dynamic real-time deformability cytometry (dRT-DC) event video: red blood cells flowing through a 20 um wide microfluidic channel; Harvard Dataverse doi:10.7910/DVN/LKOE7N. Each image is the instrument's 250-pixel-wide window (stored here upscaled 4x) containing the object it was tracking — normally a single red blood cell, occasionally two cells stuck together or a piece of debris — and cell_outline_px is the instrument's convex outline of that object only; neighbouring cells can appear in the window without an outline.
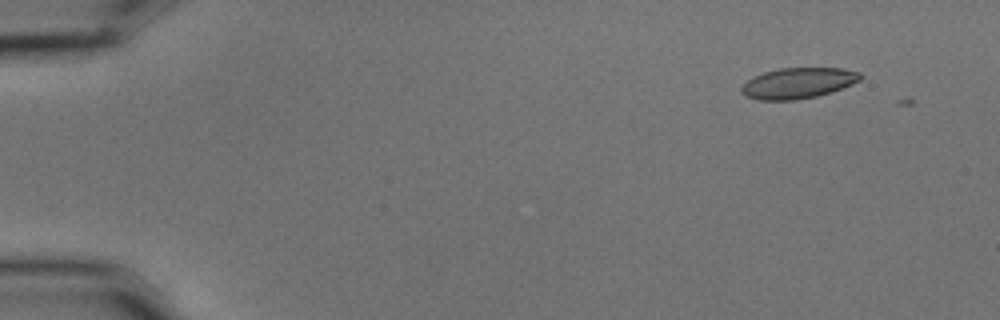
{"species": "common noctule bat (a hibernating species)", "species_latin": "Nyctalus noctula", "temperature_condition": "cold", "stored_images_in_passage": 2, "camera_frame_rate_fps": 3000, "um_per_image_px": 0.085, "animal": {"sex": "male", "body_mass_g": 15.6}, "frame": {"image": 1, "passage_image": 1, "time_ms": 0.0, "image_size_px": [1000, 320], "cell_outline_px": [[864, 76], [860, 80], [852, 84], [832, 92], [816, 96], [796, 100], [760, 100], [744, 96], [740, 92], [740, 88], [752, 76], [764, 72], [780, 68], [844, 68], [860, 72]], "centroid_in_image_um": [67.84, 7.06], "position_along_channel_um": 17.2, "area_um2": 21.5}}